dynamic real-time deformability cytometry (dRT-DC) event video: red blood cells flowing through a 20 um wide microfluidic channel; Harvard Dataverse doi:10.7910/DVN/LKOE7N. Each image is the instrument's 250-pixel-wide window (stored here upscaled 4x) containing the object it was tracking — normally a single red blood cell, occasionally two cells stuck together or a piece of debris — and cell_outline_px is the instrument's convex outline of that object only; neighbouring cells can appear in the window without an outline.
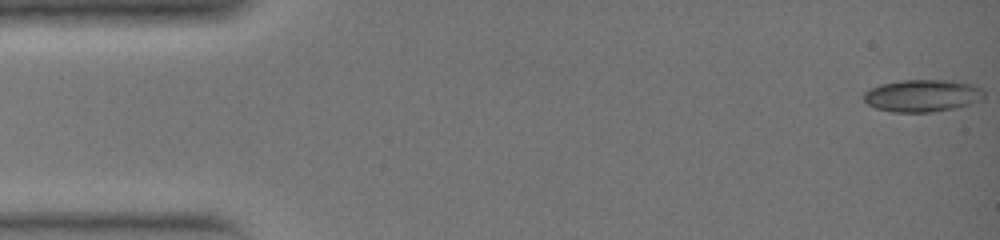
{"species": "common noctule bat (a hibernating species)", "species_latin": "Nyctalus noctula", "temperature_condition": "warm", "stored_images_in_passage": 35, "camera_frame_rate_fps": 3000, "um_per_image_px": 0.085, "animal": {"sex": "female", "body_mass_g": 19.0, "forearm_length_mm": 51.5}, "frame": {"image": 1, "passage_image": 1, "time_ms": 0.0, "image_size_px": [1000, 240], "cell_outline_px": [[984, 96], [980, 100], [956, 108], [932, 112], [892, 112], [876, 108], [868, 104], [864, 100], [864, 92], [868, 88], [880, 84], [900, 80], [952, 80], [972, 84], [980, 88], [984, 92]], "centroid_in_image_um": [78.38, 8.12], "position_along_channel_um": 6.6, "area_um2": 22.72}}
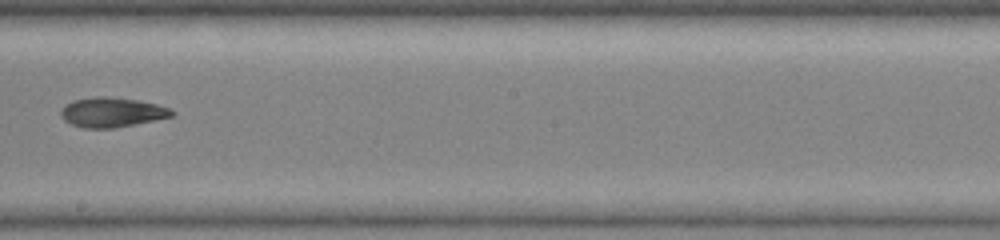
{"frame": {"image": 2, "passage_image": 21, "time_ms": 6.667, "image_size_px": [1000, 240], "cell_outline_px": [[176, 112], [172, 116], [156, 120], [112, 128], [84, 128], [72, 124], [64, 120], [60, 116], [60, 112], [64, 104], [72, 100], [96, 96], [108, 96], [136, 100], [156, 104], [172, 108]], "centroid_in_image_um": [9.5, 9.53], "position_along_channel_um": 238.7, "area_um2": 19.31}}
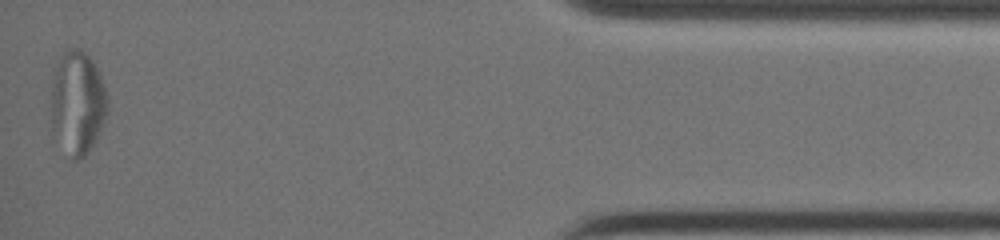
{"frame": {"image": 3, "passage_image": 35, "time_ms": 11.333, "image_size_px": [1000, 240], "cell_outline_px": [[108, 112], [88, 152], [80, 160], [72, 160], [52, 128], [52, 68], [60, 56], [68, 48], [80, 48], [92, 60], [100, 72], [108, 96]], "centroid_in_image_um": [6.59, 8.66], "position_along_channel_um": 428.6, "area_um2": 34.04}}